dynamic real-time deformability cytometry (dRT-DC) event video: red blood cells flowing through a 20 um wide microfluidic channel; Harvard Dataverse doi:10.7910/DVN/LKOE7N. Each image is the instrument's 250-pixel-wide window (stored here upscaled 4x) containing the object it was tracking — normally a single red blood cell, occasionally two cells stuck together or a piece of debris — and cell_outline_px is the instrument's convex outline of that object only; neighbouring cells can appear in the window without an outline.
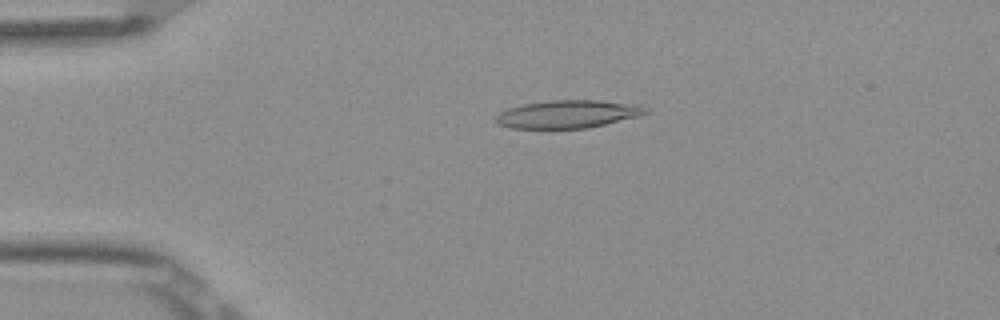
{"species": "Egyptian fruit bat (a non-hibernating species)", "species_latin": "Rousettus aegyptiacus", "temperature_condition": "room temperature", "stored_images_in_passage": 3, "camera_frame_rate_fps": 3000, "um_per_image_px": 0.085, "frame": {"image": 1, "passage_image": 2, "time_ms": 0.333, "image_size_px": [1000, 320], "cell_outline_px": [[648, 112], [640, 116], [588, 128], [512, 128], [496, 124], [496, 116], [500, 112], [508, 108], [524, 104], [548, 100], [596, 100], [636, 104], [648, 108]], "centroid_in_image_um": [48.27, 9.7], "position_along_channel_um": 36.7, "area_um2": 24.33}}